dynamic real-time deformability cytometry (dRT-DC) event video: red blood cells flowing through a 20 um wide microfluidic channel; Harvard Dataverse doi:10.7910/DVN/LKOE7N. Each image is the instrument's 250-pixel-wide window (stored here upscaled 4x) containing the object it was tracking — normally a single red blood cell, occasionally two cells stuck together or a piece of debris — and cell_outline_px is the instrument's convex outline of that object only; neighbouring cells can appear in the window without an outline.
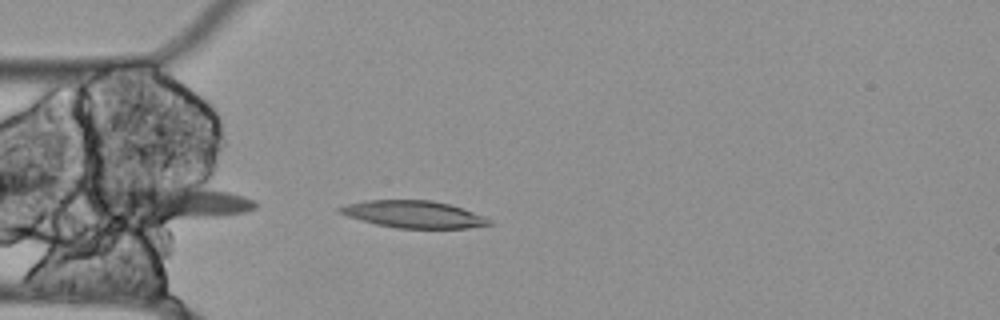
{"species": "Egyptian fruit bat (a non-hibernating species)", "species_latin": "Rousettus aegyptiacus", "temperature_condition": "cold", "stored_images_in_passage": 42, "camera_frame_rate_fps": 3000, "um_per_image_px": 0.085, "animal": {"sex": "female"}, "frame": {"image": 1, "passage_image": 1, "time_ms": 0.0, "image_size_px": [1000, 320], "cell_outline_px": [[492, 224], [468, 228], [396, 228], [376, 224], [348, 216], [336, 212], [336, 208], [348, 204], [364, 200], [432, 200], [448, 204], [484, 216], [492, 220]], "centroid_in_image_um": [35.13, 18.21], "position_along_channel_um": 49.9, "area_um2": 23.47}}
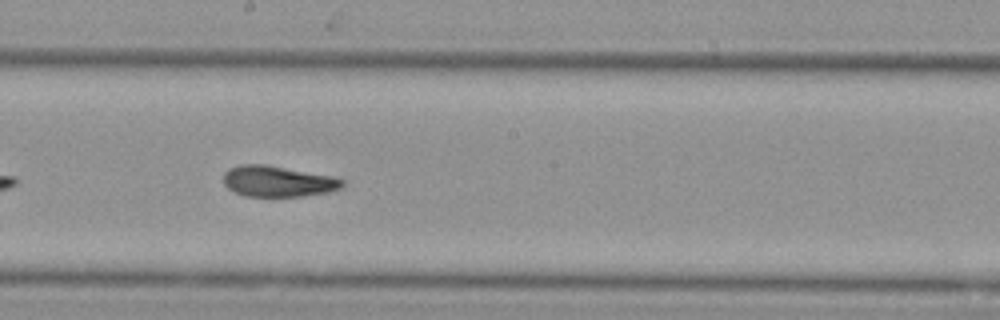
{"frame": {"image": 2, "passage_image": 16, "time_ms": 5.0, "image_size_px": [1000, 320], "cell_outline_px": [[344, 188], [328, 192], [300, 196], [244, 196], [228, 188], [224, 184], [224, 172], [228, 168], [240, 164], [268, 164], [336, 176], [344, 180]], "centroid_in_image_um": [23.66, 15.39], "position_along_channel_um": 224.5, "area_um2": 21.79}}
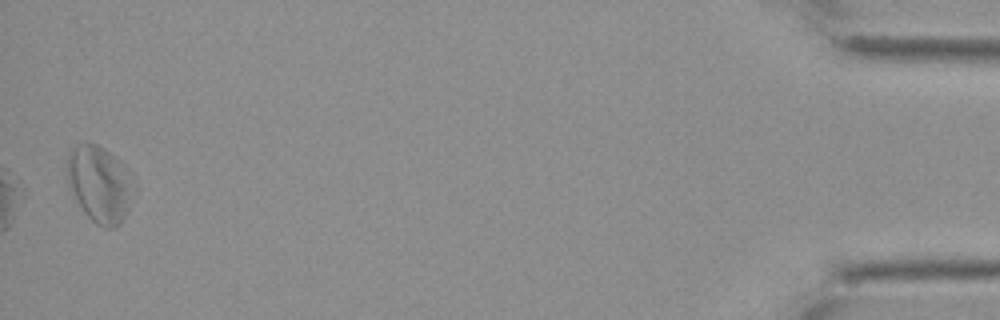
{"frame": {"image": 3, "passage_image": 41, "time_ms": 13.333, "image_size_px": [1000, 320], "cell_outline_px": [[136, 180], [128, 208], [120, 224], [116, 228], [104, 228], [96, 224], [84, 212], [68, 188], [68, 152], [72, 148], [80, 144], [96, 144], [104, 148], [120, 160], [136, 176]], "centroid_in_image_um": [8.51, 15.65], "position_along_channel_um": 426.7, "area_um2": 30.0}, "authors_computed_cell_mechanics": {"area_um2": 22.4842, "velocity_mm_per_s": 3.4943, "shape_relaxation_time_tau1_ms": null, "shape_relaxation_time_tau2_ms": 4.3063, "deformation_change_tau1": null, "deformation_change_tau2": 0.1162}}